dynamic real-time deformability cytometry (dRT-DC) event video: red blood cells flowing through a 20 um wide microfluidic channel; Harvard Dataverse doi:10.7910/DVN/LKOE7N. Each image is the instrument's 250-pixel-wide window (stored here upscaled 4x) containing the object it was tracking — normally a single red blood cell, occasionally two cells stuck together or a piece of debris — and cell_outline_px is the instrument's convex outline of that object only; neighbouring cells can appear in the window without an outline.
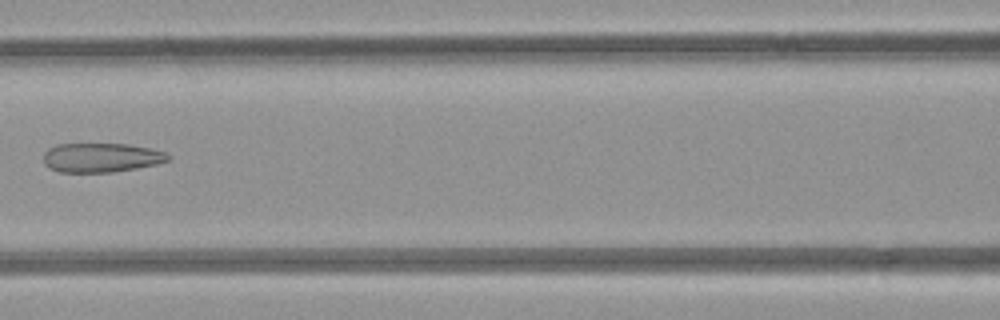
{"species": "common noctule bat (a hibernating species)", "species_latin": "Nyctalus noctula", "temperature_condition": "room temperature", "stored_images_in_passage": 5, "camera_frame_rate_fps": 3000, "um_per_image_px": 0.085, "animal": {"sex": "female", "body_mass_g": 21.9}, "frame": {"image": 1, "passage_image": 5, "time_ms": 4.667, "image_size_px": [1000, 320], "cell_outline_px": [[172, 156], [168, 160], [156, 164], [136, 168], [112, 172], [60, 172], [48, 168], [44, 164], [44, 152], [48, 148], [56, 144], [128, 144], [168, 152]], "centroid_in_image_um": [8.59, 13.39], "position_along_channel_um": 158.0, "area_um2": 21.33}}